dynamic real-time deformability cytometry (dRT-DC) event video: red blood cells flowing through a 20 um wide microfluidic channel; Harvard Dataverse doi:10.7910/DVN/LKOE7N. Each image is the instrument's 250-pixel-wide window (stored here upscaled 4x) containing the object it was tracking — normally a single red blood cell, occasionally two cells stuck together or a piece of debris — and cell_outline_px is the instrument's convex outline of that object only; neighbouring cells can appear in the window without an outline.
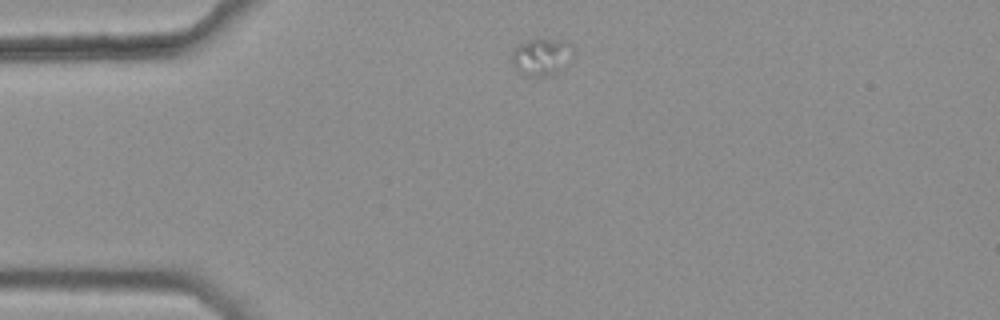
{"species": "common noctule bat (a hibernating species)", "species_latin": "Nyctalus noctula", "temperature_condition": "warm", "stored_images_in_passage": 31, "camera_frame_rate_fps": 3000, "um_per_image_px": 0.085, "animal": {"sex": "female", "body_mass_g": 25.1}, "frame": {"image": 1, "passage_image": 1, "time_ms": 0.0, "image_size_px": [1000, 320], "cell_outline_px": [[576, 52], [552, 76], [524, 76], [516, 72], [512, 64], [512, 48], [536, 36], [564, 40], [572, 44]], "centroid_in_image_um": [46.01, 4.78], "position_along_channel_um": 39.0, "area_um2": 13.93}}